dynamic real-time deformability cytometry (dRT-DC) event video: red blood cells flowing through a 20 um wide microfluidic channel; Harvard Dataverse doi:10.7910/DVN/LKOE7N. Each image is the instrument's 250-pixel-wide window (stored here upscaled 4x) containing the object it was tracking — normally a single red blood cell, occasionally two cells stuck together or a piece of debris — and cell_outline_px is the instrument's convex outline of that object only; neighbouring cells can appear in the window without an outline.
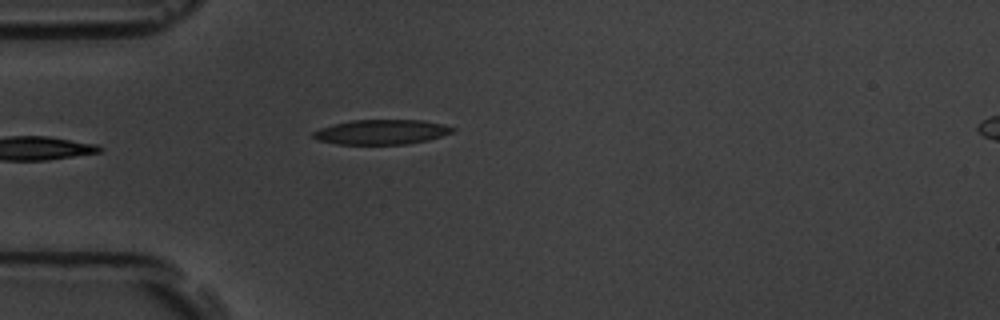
{"species": "common noctule bat (a hibernating species)", "species_latin": "Nyctalus noctula", "temperature_condition": "room temperature", "stored_images_in_passage": 5, "camera_frame_rate_fps": 3000, "um_per_image_px": 0.085, "animal": {"sex": "male", "body_mass_g": 19.5, "forearm_length_mm": 54.6}, "frame": {"image": 1, "passage_image": 5, "time_ms": 4.667, "image_size_px": [1000, 320], "cell_outline_px": [[456, 128], [452, 132], [428, 140], [408, 144], [336, 144], [316, 140], [312, 136], [312, 132], [320, 128], [332, 124], [352, 120], [424, 120]], "centroid_in_image_um": [32.37, 11.22], "position_along_channel_um": 52.6, "area_um2": 20.11}}